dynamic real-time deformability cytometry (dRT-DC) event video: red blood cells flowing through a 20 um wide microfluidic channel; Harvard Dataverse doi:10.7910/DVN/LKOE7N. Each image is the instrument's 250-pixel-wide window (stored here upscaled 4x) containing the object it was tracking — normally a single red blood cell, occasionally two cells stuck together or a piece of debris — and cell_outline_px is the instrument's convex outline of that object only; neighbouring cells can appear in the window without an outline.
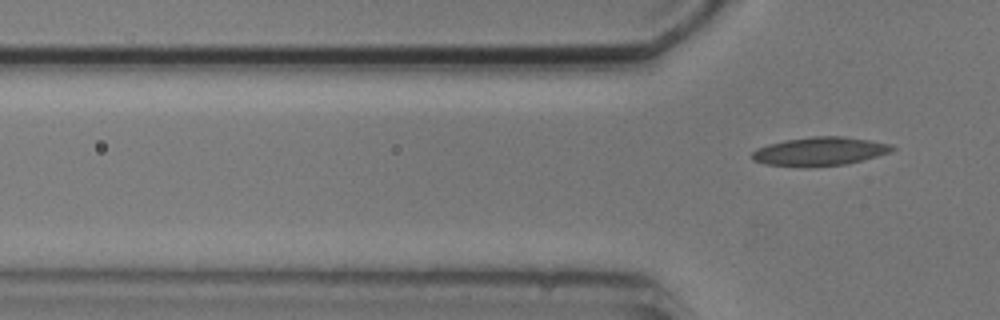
{"species": "common noctule bat (a hibernating species)", "species_latin": "Nyctalus noctula", "temperature_condition": "cold", "stored_images_in_passage": 6, "camera_frame_rate_fps": 3000, "um_per_image_px": 0.085, "animal": {"sex": "male", "body_mass_g": 20.5, "forearm_length_mm": 52.5}, "frame": {"image": 1, "passage_image": 6, "time_ms": 6.667, "image_size_px": [1000, 320], "cell_outline_px": [[896, 148], [888, 152], [876, 156], [848, 164], [808, 168], [804, 168], [764, 164], [752, 160], [752, 152], [756, 148], [768, 144], [784, 140], [812, 136], [844, 136], [892, 144]], "centroid_in_image_um": [69.63, 12.88], "position_along_channel_um": 56.2, "area_um2": 23.7}}